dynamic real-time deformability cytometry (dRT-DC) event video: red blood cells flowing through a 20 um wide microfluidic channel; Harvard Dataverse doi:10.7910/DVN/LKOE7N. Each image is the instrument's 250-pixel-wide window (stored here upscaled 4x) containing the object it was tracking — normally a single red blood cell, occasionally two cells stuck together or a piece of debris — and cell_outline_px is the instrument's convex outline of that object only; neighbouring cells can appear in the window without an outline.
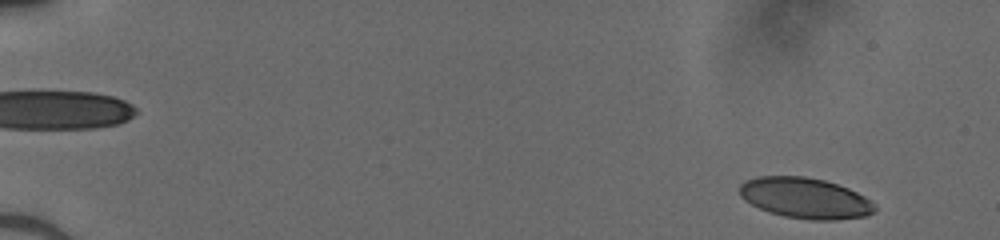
{"species": "human", "species_latin": "Homo sapiens", "temperature_condition": "cold", "stored_images_in_passage": 49, "camera_frame_rate_fps": 3000, "um_per_image_px": 0.085, "donor": {"sex": "male"}, "frame": {"image": 1, "passage_image": 2, "time_ms": 0.333, "image_size_px": [1000, 240], "cell_outline_px": [[876, 212], [864, 216], [836, 220], [812, 220], [784, 216], [768, 212], [744, 200], [740, 196], [740, 184], [744, 180], [756, 176], [804, 176], [824, 180], [848, 188], [872, 200], [876, 204]], "centroid_in_image_um": [68.45, 16.83], "position_along_channel_um": 16.6, "area_um2": 32.25}}
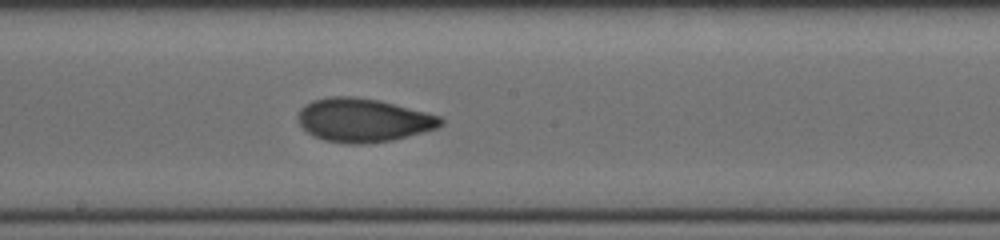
{"frame": {"image": 2, "passage_image": 28, "time_ms": 9.0, "image_size_px": [1000, 240], "cell_outline_px": [[444, 124], [436, 128], [392, 140], [360, 144], [348, 144], [324, 140], [312, 136], [300, 124], [300, 108], [304, 104], [312, 100], [328, 96], [352, 96], [380, 100], [440, 116], [444, 120]], "centroid_in_image_um": [30.86, 10.2], "position_along_channel_um": 217.3, "area_um2": 36.07}}
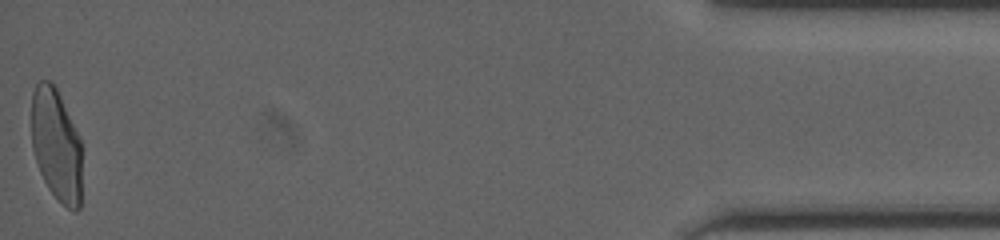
{"frame": {"image": 3, "passage_image": 49, "time_ms": 16.0, "image_size_px": [1000, 240], "cell_outline_px": [[80, 208], [76, 212], [68, 208], [48, 188], [40, 172], [32, 148], [32, 92], [36, 84], [40, 80], [52, 80], [80, 136]], "centroid_in_image_um": [4.77, 12.27], "position_along_channel_um": 430.4, "area_um2": 32.77}}